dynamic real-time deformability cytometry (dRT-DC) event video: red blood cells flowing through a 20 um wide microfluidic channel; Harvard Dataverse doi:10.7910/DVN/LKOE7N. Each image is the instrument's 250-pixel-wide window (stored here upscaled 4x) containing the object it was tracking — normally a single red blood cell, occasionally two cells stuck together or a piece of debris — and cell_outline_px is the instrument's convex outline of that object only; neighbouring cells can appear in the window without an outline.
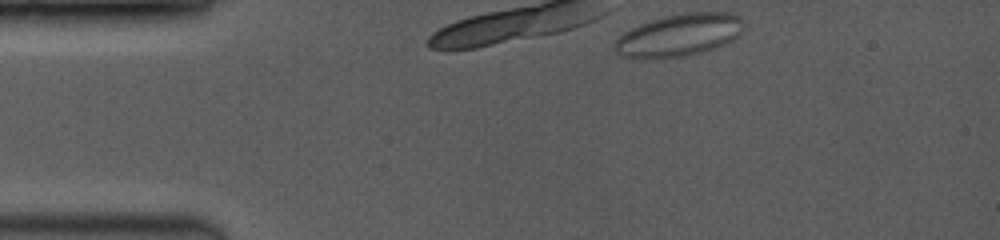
{"species": "common noctule bat (a hibernating species)", "species_latin": "Nyctalus noctula", "temperature_condition": "room temperature", "stored_images_in_passage": 6, "camera_frame_rate_fps": 3500, "um_per_image_px": 0.085, "animal": {"sex": "female", "body_mass_g": 19.0, "forearm_length_mm": 53.3}, "frame": {"image": 1, "passage_image": 1, "time_ms": 0.0, "image_size_px": [1000, 240], "cell_outline_px": [[744, 28], [740, 36], [716, 48], [704, 52], [688, 56], [656, 60], [628, 60], [620, 56], [612, 48], [616, 40], [620, 36], [632, 28], [652, 20], [668, 16], [696, 12], [728, 12], [736, 16], [744, 24]], "centroid_in_image_um": [57.68, 3.06], "position_along_channel_um": 27.3, "area_um2": 32.43}}